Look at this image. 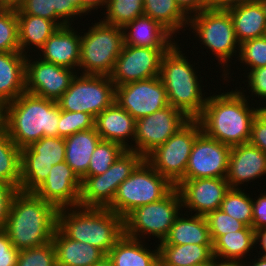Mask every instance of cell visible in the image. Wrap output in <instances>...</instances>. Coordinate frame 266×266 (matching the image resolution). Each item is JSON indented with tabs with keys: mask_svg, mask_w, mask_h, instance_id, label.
<instances>
[{
	"mask_svg": "<svg viewBox=\"0 0 266 266\" xmlns=\"http://www.w3.org/2000/svg\"><path fill=\"white\" fill-rule=\"evenodd\" d=\"M240 88L210 93L197 118L206 136L231 147L249 142L252 123L257 116V108L250 106L249 95L244 93L246 89L241 91L243 87Z\"/></svg>",
	"mask_w": 266,
	"mask_h": 266,
	"instance_id": "cell-1",
	"label": "cell"
},
{
	"mask_svg": "<svg viewBox=\"0 0 266 266\" xmlns=\"http://www.w3.org/2000/svg\"><path fill=\"white\" fill-rule=\"evenodd\" d=\"M57 213L54 205L34 192L18 190L11 201L3 230L16 249L37 247L52 241L57 228Z\"/></svg>",
	"mask_w": 266,
	"mask_h": 266,
	"instance_id": "cell-2",
	"label": "cell"
},
{
	"mask_svg": "<svg viewBox=\"0 0 266 266\" xmlns=\"http://www.w3.org/2000/svg\"><path fill=\"white\" fill-rule=\"evenodd\" d=\"M60 111L57 101L24 92L6 104L5 129L20 149L42 137H59Z\"/></svg>",
	"mask_w": 266,
	"mask_h": 266,
	"instance_id": "cell-3",
	"label": "cell"
},
{
	"mask_svg": "<svg viewBox=\"0 0 266 266\" xmlns=\"http://www.w3.org/2000/svg\"><path fill=\"white\" fill-rule=\"evenodd\" d=\"M57 228L68 238L90 244L105 255L124 236V219L108 208L58 209Z\"/></svg>",
	"mask_w": 266,
	"mask_h": 266,
	"instance_id": "cell-4",
	"label": "cell"
},
{
	"mask_svg": "<svg viewBox=\"0 0 266 266\" xmlns=\"http://www.w3.org/2000/svg\"><path fill=\"white\" fill-rule=\"evenodd\" d=\"M184 55L175 42L162 56L159 77L166 88L169 105L189 119H197L206 104V92L202 89L203 81L199 77L201 74L197 75V67L195 69Z\"/></svg>",
	"mask_w": 266,
	"mask_h": 266,
	"instance_id": "cell-5",
	"label": "cell"
},
{
	"mask_svg": "<svg viewBox=\"0 0 266 266\" xmlns=\"http://www.w3.org/2000/svg\"><path fill=\"white\" fill-rule=\"evenodd\" d=\"M188 27L193 30L192 33H195L194 38H199L197 40L204 45L203 48L215 54V59L223 69L221 77H224V81H229L231 71L229 63L232 62V57H238L240 44L236 39L228 9L207 8L189 17Z\"/></svg>",
	"mask_w": 266,
	"mask_h": 266,
	"instance_id": "cell-6",
	"label": "cell"
},
{
	"mask_svg": "<svg viewBox=\"0 0 266 266\" xmlns=\"http://www.w3.org/2000/svg\"><path fill=\"white\" fill-rule=\"evenodd\" d=\"M123 46L122 27L99 19L88 32L81 34L78 73L81 69L82 74L110 76Z\"/></svg>",
	"mask_w": 266,
	"mask_h": 266,
	"instance_id": "cell-7",
	"label": "cell"
},
{
	"mask_svg": "<svg viewBox=\"0 0 266 266\" xmlns=\"http://www.w3.org/2000/svg\"><path fill=\"white\" fill-rule=\"evenodd\" d=\"M174 187L144 159L119 185L108 209L124 219L132 210L161 200Z\"/></svg>",
	"mask_w": 266,
	"mask_h": 266,
	"instance_id": "cell-8",
	"label": "cell"
},
{
	"mask_svg": "<svg viewBox=\"0 0 266 266\" xmlns=\"http://www.w3.org/2000/svg\"><path fill=\"white\" fill-rule=\"evenodd\" d=\"M181 210L182 198L175 186L161 200L132 210L124 218V235L139 240L155 236L159 243L168 235Z\"/></svg>",
	"mask_w": 266,
	"mask_h": 266,
	"instance_id": "cell-9",
	"label": "cell"
},
{
	"mask_svg": "<svg viewBox=\"0 0 266 266\" xmlns=\"http://www.w3.org/2000/svg\"><path fill=\"white\" fill-rule=\"evenodd\" d=\"M202 132L197 119H190L145 160L174 186L185 180V171L196 137Z\"/></svg>",
	"mask_w": 266,
	"mask_h": 266,
	"instance_id": "cell-10",
	"label": "cell"
},
{
	"mask_svg": "<svg viewBox=\"0 0 266 266\" xmlns=\"http://www.w3.org/2000/svg\"><path fill=\"white\" fill-rule=\"evenodd\" d=\"M114 102L115 84L110 76L81 72L75 75L69 88L57 100L60 110L85 112L94 118Z\"/></svg>",
	"mask_w": 266,
	"mask_h": 266,
	"instance_id": "cell-11",
	"label": "cell"
},
{
	"mask_svg": "<svg viewBox=\"0 0 266 266\" xmlns=\"http://www.w3.org/2000/svg\"><path fill=\"white\" fill-rule=\"evenodd\" d=\"M144 159L138 152L125 150L105 173L85 177L81 181L79 206L108 208L119 185Z\"/></svg>",
	"mask_w": 266,
	"mask_h": 266,
	"instance_id": "cell-12",
	"label": "cell"
},
{
	"mask_svg": "<svg viewBox=\"0 0 266 266\" xmlns=\"http://www.w3.org/2000/svg\"><path fill=\"white\" fill-rule=\"evenodd\" d=\"M65 161L63 137H42L21 149V191L34 192L47 178L53 165Z\"/></svg>",
	"mask_w": 266,
	"mask_h": 266,
	"instance_id": "cell-13",
	"label": "cell"
},
{
	"mask_svg": "<svg viewBox=\"0 0 266 266\" xmlns=\"http://www.w3.org/2000/svg\"><path fill=\"white\" fill-rule=\"evenodd\" d=\"M190 119L180 110L167 107L135 121V138L131 151L144 158L156 147L164 144Z\"/></svg>",
	"mask_w": 266,
	"mask_h": 266,
	"instance_id": "cell-14",
	"label": "cell"
},
{
	"mask_svg": "<svg viewBox=\"0 0 266 266\" xmlns=\"http://www.w3.org/2000/svg\"><path fill=\"white\" fill-rule=\"evenodd\" d=\"M170 47H142L125 45L118 56L111 81L116 86L158 77L163 54Z\"/></svg>",
	"mask_w": 266,
	"mask_h": 266,
	"instance_id": "cell-15",
	"label": "cell"
},
{
	"mask_svg": "<svg viewBox=\"0 0 266 266\" xmlns=\"http://www.w3.org/2000/svg\"><path fill=\"white\" fill-rule=\"evenodd\" d=\"M115 102L135 120L169 105L166 88L159 76L116 86Z\"/></svg>",
	"mask_w": 266,
	"mask_h": 266,
	"instance_id": "cell-16",
	"label": "cell"
},
{
	"mask_svg": "<svg viewBox=\"0 0 266 266\" xmlns=\"http://www.w3.org/2000/svg\"><path fill=\"white\" fill-rule=\"evenodd\" d=\"M32 57L27 54L25 61L26 92L57 101L69 88L78 70L43 61L39 56Z\"/></svg>",
	"mask_w": 266,
	"mask_h": 266,
	"instance_id": "cell-17",
	"label": "cell"
},
{
	"mask_svg": "<svg viewBox=\"0 0 266 266\" xmlns=\"http://www.w3.org/2000/svg\"><path fill=\"white\" fill-rule=\"evenodd\" d=\"M231 146L201 132L195 139L185 179L226 178Z\"/></svg>",
	"mask_w": 266,
	"mask_h": 266,
	"instance_id": "cell-18",
	"label": "cell"
},
{
	"mask_svg": "<svg viewBox=\"0 0 266 266\" xmlns=\"http://www.w3.org/2000/svg\"><path fill=\"white\" fill-rule=\"evenodd\" d=\"M176 187L180 192L184 211L202 216L220 209L221 202L230 189L225 178L185 179Z\"/></svg>",
	"mask_w": 266,
	"mask_h": 266,
	"instance_id": "cell-19",
	"label": "cell"
},
{
	"mask_svg": "<svg viewBox=\"0 0 266 266\" xmlns=\"http://www.w3.org/2000/svg\"><path fill=\"white\" fill-rule=\"evenodd\" d=\"M81 180L65 162L53 165L49 175L34 191L57 209L79 206Z\"/></svg>",
	"mask_w": 266,
	"mask_h": 266,
	"instance_id": "cell-20",
	"label": "cell"
},
{
	"mask_svg": "<svg viewBox=\"0 0 266 266\" xmlns=\"http://www.w3.org/2000/svg\"><path fill=\"white\" fill-rule=\"evenodd\" d=\"M266 175V154L248 143L231 147L226 180L230 188H241ZM252 180V181H251Z\"/></svg>",
	"mask_w": 266,
	"mask_h": 266,
	"instance_id": "cell-21",
	"label": "cell"
},
{
	"mask_svg": "<svg viewBox=\"0 0 266 266\" xmlns=\"http://www.w3.org/2000/svg\"><path fill=\"white\" fill-rule=\"evenodd\" d=\"M79 34L73 25L58 28L37 51L39 58L72 70L78 69L81 49V34Z\"/></svg>",
	"mask_w": 266,
	"mask_h": 266,
	"instance_id": "cell-22",
	"label": "cell"
},
{
	"mask_svg": "<svg viewBox=\"0 0 266 266\" xmlns=\"http://www.w3.org/2000/svg\"><path fill=\"white\" fill-rule=\"evenodd\" d=\"M135 121L114 102L95 117L94 127L102 140L120 144L125 150H130L135 138ZM129 139L131 143H128Z\"/></svg>",
	"mask_w": 266,
	"mask_h": 266,
	"instance_id": "cell-23",
	"label": "cell"
},
{
	"mask_svg": "<svg viewBox=\"0 0 266 266\" xmlns=\"http://www.w3.org/2000/svg\"><path fill=\"white\" fill-rule=\"evenodd\" d=\"M122 30L125 45L171 47L176 42L174 36L165 27L145 15L128 22Z\"/></svg>",
	"mask_w": 266,
	"mask_h": 266,
	"instance_id": "cell-24",
	"label": "cell"
},
{
	"mask_svg": "<svg viewBox=\"0 0 266 266\" xmlns=\"http://www.w3.org/2000/svg\"><path fill=\"white\" fill-rule=\"evenodd\" d=\"M239 44L266 36V15L258 0H249L228 8Z\"/></svg>",
	"mask_w": 266,
	"mask_h": 266,
	"instance_id": "cell-25",
	"label": "cell"
},
{
	"mask_svg": "<svg viewBox=\"0 0 266 266\" xmlns=\"http://www.w3.org/2000/svg\"><path fill=\"white\" fill-rule=\"evenodd\" d=\"M26 57L21 52H0V99L5 104L26 92Z\"/></svg>",
	"mask_w": 266,
	"mask_h": 266,
	"instance_id": "cell-26",
	"label": "cell"
},
{
	"mask_svg": "<svg viewBox=\"0 0 266 266\" xmlns=\"http://www.w3.org/2000/svg\"><path fill=\"white\" fill-rule=\"evenodd\" d=\"M101 140L95 127L64 138L65 162L81 181L87 177L92 153Z\"/></svg>",
	"mask_w": 266,
	"mask_h": 266,
	"instance_id": "cell-27",
	"label": "cell"
},
{
	"mask_svg": "<svg viewBox=\"0 0 266 266\" xmlns=\"http://www.w3.org/2000/svg\"><path fill=\"white\" fill-rule=\"evenodd\" d=\"M57 266H93L106 256L98 248L66 237L58 228L52 238Z\"/></svg>",
	"mask_w": 266,
	"mask_h": 266,
	"instance_id": "cell-28",
	"label": "cell"
},
{
	"mask_svg": "<svg viewBox=\"0 0 266 266\" xmlns=\"http://www.w3.org/2000/svg\"><path fill=\"white\" fill-rule=\"evenodd\" d=\"M180 214L168 235L158 245H212L208 222L205 216ZM190 217V218H189Z\"/></svg>",
	"mask_w": 266,
	"mask_h": 266,
	"instance_id": "cell-29",
	"label": "cell"
},
{
	"mask_svg": "<svg viewBox=\"0 0 266 266\" xmlns=\"http://www.w3.org/2000/svg\"><path fill=\"white\" fill-rule=\"evenodd\" d=\"M143 241V242H142ZM145 240L124 235L108 252L107 256L113 266H158L159 247L148 249Z\"/></svg>",
	"mask_w": 266,
	"mask_h": 266,
	"instance_id": "cell-30",
	"label": "cell"
},
{
	"mask_svg": "<svg viewBox=\"0 0 266 266\" xmlns=\"http://www.w3.org/2000/svg\"><path fill=\"white\" fill-rule=\"evenodd\" d=\"M16 15L18 18L19 48L24 55H27L28 51L31 53L38 51L47 39L60 28L55 21L46 18L29 14ZM31 46L36 47V50L33 49V51Z\"/></svg>",
	"mask_w": 266,
	"mask_h": 266,
	"instance_id": "cell-31",
	"label": "cell"
},
{
	"mask_svg": "<svg viewBox=\"0 0 266 266\" xmlns=\"http://www.w3.org/2000/svg\"><path fill=\"white\" fill-rule=\"evenodd\" d=\"M253 248L257 249L255 231L248 226L237 232L224 234L212 243L214 258L223 261L244 262L243 259Z\"/></svg>",
	"mask_w": 266,
	"mask_h": 266,
	"instance_id": "cell-32",
	"label": "cell"
},
{
	"mask_svg": "<svg viewBox=\"0 0 266 266\" xmlns=\"http://www.w3.org/2000/svg\"><path fill=\"white\" fill-rule=\"evenodd\" d=\"M161 266H192L210 262L212 245H158Z\"/></svg>",
	"mask_w": 266,
	"mask_h": 266,
	"instance_id": "cell-33",
	"label": "cell"
},
{
	"mask_svg": "<svg viewBox=\"0 0 266 266\" xmlns=\"http://www.w3.org/2000/svg\"><path fill=\"white\" fill-rule=\"evenodd\" d=\"M144 15L158 21L175 38L181 29L186 31L188 27L189 17L180 9L176 0H144Z\"/></svg>",
	"mask_w": 266,
	"mask_h": 266,
	"instance_id": "cell-34",
	"label": "cell"
},
{
	"mask_svg": "<svg viewBox=\"0 0 266 266\" xmlns=\"http://www.w3.org/2000/svg\"><path fill=\"white\" fill-rule=\"evenodd\" d=\"M0 181L20 189L21 149L11 140L5 128L0 130Z\"/></svg>",
	"mask_w": 266,
	"mask_h": 266,
	"instance_id": "cell-35",
	"label": "cell"
},
{
	"mask_svg": "<svg viewBox=\"0 0 266 266\" xmlns=\"http://www.w3.org/2000/svg\"><path fill=\"white\" fill-rule=\"evenodd\" d=\"M102 21L123 27L128 22L144 15V0H107Z\"/></svg>",
	"mask_w": 266,
	"mask_h": 266,
	"instance_id": "cell-36",
	"label": "cell"
},
{
	"mask_svg": "<svg viewBox=\"0 0 266 266\" xmlns=\"http://www.w3.org/2000/svg\"><path fill=\"white\" fill-rule=\"evenodd\" d=\"M220 209L234 218L252 227L253 203L252 198L242 188H230L221 202Z\"/></svg>",
	"mask_w": 266,
	"mask_h": 266,
	"instance_id": "cell-37",
	"label": "cell"
},
{
	"mask_svg": "<svg viewBox=\"0 0 266 266\" xmlns=\"http://www.w3.org/2000/svg\"><path fill=\"white\" fill-rule=\"evenodd\" d=\"M124 151L120 144L101 140L92 153L87 176L105 173Z\"/></svg>",
	"mask_w": 266,
	"mask_h": 266,
	"instance_id": "cell-38",
	"label": "cell"
},
{
	"mask_svg": "<svg viewBox=\"0 0 266 266\" xmlns=\"http://www.w3.org/2000/svg\"><path fill=\"white\" fill-rule=\"evenodd\" d=\"M0 52H20L16 9L0 10Z\"/></svg>",
	"mask_w": 266,
	"mask_h": 266,
	"instance_id": "cell-39",
	"label": "cell"
},
{
	"mask_svg": "<svg viewBox=\"0 0 266 266\" xmlns=\"http://www.w3.org/2000/svg\"><path fill=\"white\" fill-rule=\"evenodd\" d=\"M238 62L245 64L243 71L258 69L266 66V36L250 39L239 46ZM249 67V68H248Z\"/></svg>",
	"mask_w": 266,
	"mask_h": 266,
	"instance_id": "cell-40",
	"label": "cell"
},
{
	"mask_svg": "<svg viewBox=\"0 0 266 266\" xmlns=\"http://www.w3.org/2000/svg\"><path fill=\"white\" fill-rule=\"evenodd\" d=\"M16 266H57L53 242L19 250Z\"/></svg>",
	"mask_w": 266,
	"mask_h": 266,
	"instance_id": "cell-41",
	"label": "cell"
},
{
	"mask_svg": "<svg viewBox=\"0 0 266 266\" xmlns=\"http://www.w3.org/2000/svg\"><path fill=\"white\" fill-rule=\"evenodd\" d=\"M95 118L85 112L60 111L59 137L66 138L74 133L94 128Z\"/></svg>",
	"mask_w": 266,
	"mask_h": 266,
	"instance_id": "cell-42",
	"label": "cell"
},
{
	"mask_svg": "<svg viewBox=\"0 0 266 266\" xmlns=\"http://www.w3.org/2000/svg\"><path fill=\"white\" fill-rule=\"evenodd\" d=\"M212 243L220 236L234 233L246 227L242 222L235 220L221 209L209 212L206 216Z\"/></svg>",
	"mask_w": 266,
	"mask_h": 266,
	"instance_id": "cell-43",
	"label": "cell"
},
{
	"mask_svg": "<svg viewBox=\"0 0 266 266\" xmlns=\"http://www.w3.org/2000/svg\"><path fill=\"white\" fill-rule=\"evenodd\" d=\"M51 10H55V22L60 27L72 25L74 17L83 16L80 0H51Z\"/></svg>",
	"mask_w": 266,
	"mask_h": 266,
	"instance_id": "cell-44",
	"label": "cell"
},
{
	"mask_svg": "<svg viewBox=\"0 0 266 266\" xmlns=\"http://www.w3.org/2000/svg\"><path fill=\"white\" fill-rule=\"evenodd\" d=\"M16 14H29L55 21V10H51V0H25Z\"/></svg>",
	"mask_w": 266,
	"mask_h": 266,
	"instance_id": "cell-45",
	"label": "cell"
},
{
	"mask_svg": "<svg viewBox=\"0 0 266 266\" xmlns=\"http://www.w3.org/2000/svg\"><path fill=\"white\" fill-rule=\"evenodd\" d=\"M249 71L247 74V80H245L246 82H248L247 89L249 90V94L250 92H252L251 96L253 97H258V98H262V100L266 99V66L265 67H261L258 69H253V70H247ZM250 88V89H249ZM254 93V94H253Z\"/></svg>",
	"mask_w": 266,
	"mask_h": 266,
	"instance_id": "cell-46",
	"label": "cell"
},
{
	"mask_svg": "<svg viewBox=\"0 0 266 266\" xmlns=\"http://www.w3.org/2000/svg\"><path fill=\"white\" fill-rule=\"evenodd\" d=\"M18 253L7 233L0 229V266H16Z\"/></svg>",
	"mask_w": 266,
	"mask_h": 266,
	"instance_id": "cell-47",
	"label": "cell"
},
{
	"mask_svg": "<svg viewBox=\"0 0 266 266\" xmlns=\"http://www.w3.org/2000/svg\"><path fill=\"white\" fill-rule=\"evenodd\" d=\"M17 191L13 185L0 181V229L6 226L11 201Z\"/></svg>",
	"mask_w": 266,
	"mask_h": 266,
	"instance_id": "cell-48",
	"label": "cell"
},
{
	"mask_svg": "<svg viewBox=\"0 0 266 266\" xmlns=\"http://www.w3.org/2000/svg\"><path fill=\"white\" fill-rule=\"evenodd\" d=\"M253 219L252 228L254 231L266 228V193H260L257 199L252 198Z\"/></svg>",
	"mask_w": 266,
	"mask_h": 266,
	"instance_id": "cell-49",
	"label": "cell"
},
{
	"mask_svg": "<svg viewBox=\"0 0 266 266\" xmlns=\"http://www.w3.org/2000/svg\"><path fill=\"white\" fill-rule=\"evenodd\" d=\"M249 143L266 154V124L258 115L252 123Z\"/></svg>",
	"mask_w": 266,
	"mask_h": 266,
	"instance_id": "cell-50",
	"label": "cell"
},
{
	"mask_svg": "<svg viewBox=\"0 0 266 266\" xmlns=\"http://www.w3.org/2000/svg\"><path fill=\"white\" fill-rule=\"evenodd\" d=\"M176 2L188 17L208 8L207 0H176Z\"/></svg>",
	"mask_w": 266,
	"mask_h": 266,
	"instance_id": "cell-51",
	"label": "cell"
},
{
	"mask_svg": "<svg viewBox=\"0 0 266 266\" xmlns=\"http://www.w3.org/2000/svg\"><path fill=\"white\" fill-rule=\"evenodd\" d=\"M107 0H80V11L87 15L92 10L102 7L105 9ZM87 13V14H86Z\"/></svg>",
	"mask_w": 266,
	"mask_h": 266,
	"instance_id": "cell-52",
	"label": "cell"
},
{
	"mask_svg": "<svg viewBox=\"0 0 266 266\" xmlns=\"http://www.w3.org/2000/svg\"><path fill=\"white\" fill-rule=\"evenodd\" d=\"M249 0H207L208 8L212 9H228L232 6L239 5Z\"/></svg>",
	"mask_w": 266,
	"mask_h": 266,
	"instance_id": "cell-53",
	"label": "cell"
},
{
	"mask_svg": "<svg viewBox=\"0 0 266 266\" xmlns=\"http://www.w3.org/2000/svg\"><path fill=\"white\" fill-rule=\"evenodd\" d=\"M257 244L261 247H259L258 249L262 250L259 251L260 253L258 254H260V256L266 257V228L258 229L255 231V247L257 246Z\"/></svg>",
	"mask_w": 266,
	"mask_h": 266,
	"instance_id": "cell-54",
	"label": "cell"
},
{
	"mask_svg": "<svg viewBox=\"0 0 266 266\" xmlns=\"http://www.w3.org/2000/svg\"><path fill=\"white\" fill-rule=\"evenodd\" d=\"M212 266H244L243 262L238 261H223L219 259H212Z\"/></svg>",
	"mask_w": 266,
	"mask_h": 266,
	"instance_id": "cell-55",
	"label": "cell"
},
{
	"mask_svg": "<svg viewBox=\"0 0 266 266\" xmlns=\"http://www.w3.org/2000/svg\"><path fill=\"white\" fill-rule=\"evenodd\" d=\"M25 0H0L4 8H18Z\"/></svg>",
	"mask_w": 266,
	"mask_h": 266,
	"instance_id": "cell-56",
	"label": "cell"
},
{
	"mask_svg": "<svg viewBox=\"0 0 266 266\" xmlns=\"http://www.w3.org/2000/svg\"><path fill=\"white\" fill-rule=\"evenodd\" d=\"M6 104L0 99V130L5 128Z\"/></svg>",
	"mask_w": 266,
	"mask_h": 266,
	"instance_id": "cell-57",
	"label": "cell"
},
{
	"mask_svg": "<svg viewBox=\"0 0 266 266\" xmlns=\"http://www.w3.org/2000/svg\"><path fill=\"white\" fill-rule=\"evenodd\" d=\"M258 257L260 258H256V256L254 257L255 259H250V260H255V261H252V263L250 262L249 264L247 262H243V265L244 266H266V257H263V256H259ZM247 263V264H245ZM251 264V265H250Z\"/></svg>",
	"mask_w": 266,
	"mask_h": 266,
	"instance_id": "cell-58",
	"label": "cell"
},
{
	"mask_svg": "<svg viewBox=\"0 0 266 266\" xmlns=\"http://www.w3.org/2000/svg\"><path fill=\"white\" fill-rule=\"evenodd\" d=\"M264 103L263 104V107H260V104L259 106L255 105L257 107V115L265 122L266 124V105H265V102H262Z\"/></svg>",
	"mask_w": 266,
	"mask_h": 266,
	"instance_id": "cell-59",
	"label": "cell"
},
{
	"mask_svg": "<svg viewBox=\"0 0 266 266\" xmlns=\"http://www.w3.org/2000/svg\"><path fill=\"white\" fill-rule=\"evenodd\" d=\"M93 266H113L111 260L108 258V256H104L99 262L94 264Z\"/></svg>",
	"mask_w": 266,
	"mask_h": 266,
	"instance_id": "cell-60",
	"label": "cell"
},
{
	"mask_svg": "<svg viewBox=\"0 0 266 266\" xmlns=\"http://www.w3.org/2000/svg\"><path fill=\"white\" fill-rule=\"evenodd\" d=\"M260 2V4L262 5L263 7V10L265 12V15H266V0H258Z\"/></svg>",
	"mask_w": 266,
	"mask_h": 266,
	"instance_id": "cell-61",
	"label": "cell"
},
{
	"mask_svg": "<svg viewBox=\"0 0 266 266\" xmlns=\"http://www.w3.org/2000/svg\"><path fill=\"white\" fill-rule=\"evenodd\" d=\"M192 266H212V260L210 262H206L203 264H196V265H192Z\"/></svg>",
	"mask_w": 266,
	"mask_h": 266,
	"instance_id": "cell-62",
	"label": "cell"
}]
</instances>
